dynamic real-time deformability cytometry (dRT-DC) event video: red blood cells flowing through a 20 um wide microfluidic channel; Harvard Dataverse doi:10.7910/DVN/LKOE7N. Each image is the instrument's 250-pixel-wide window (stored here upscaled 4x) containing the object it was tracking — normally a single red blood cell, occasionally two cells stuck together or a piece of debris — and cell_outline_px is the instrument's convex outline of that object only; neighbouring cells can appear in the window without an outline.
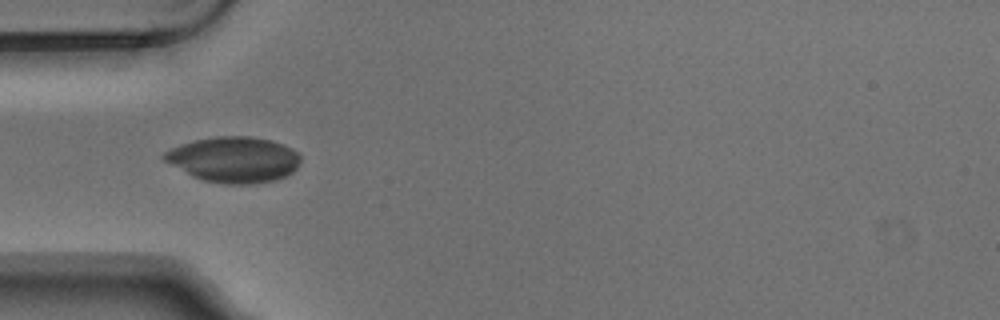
{"species": "Egyptian fruit bat (a non-hibernating species)", "species_latin": "Rousettus aegyptiacus", "temperature_condition": "warm", "stored_images_in_passage": 6, "camera_frame_rate_fps": 3000, "um_per_image_px": 0.085, "animal": {"sex": "male"}, "frame": {"image": 1, "passage_image": 2, "time_ms": 0.333, "image_size_px": [1000, 320], "cell_outline_px": [[300, 164], [292, 172], [284, 176], [272, 180], [252, 184], [224, 184], [204, 180], [192, 176], [164, 160], [160, 156], [164, 152], [180, 144], [196, 140], [216, 136], [252, 136], [272, 140], [292, 148], [300, 156]], "centroid_in_image_um": [19.88, 13.55], "position_along_channel_um": 65.1, "area_um2": 36.18}}
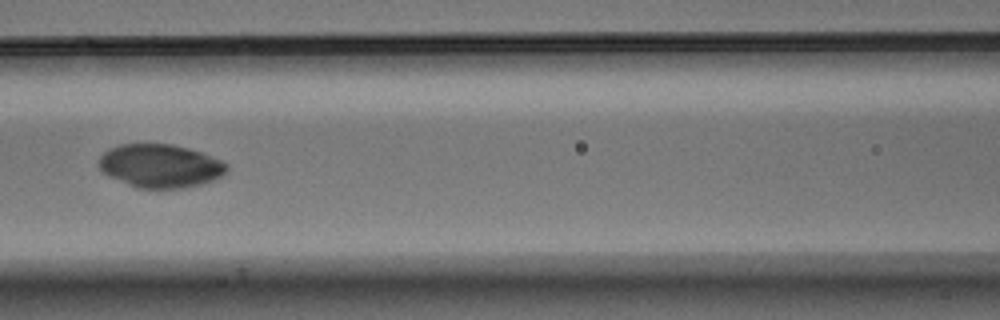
{"frame": {"image": 2, "passage_image": 4, "time_ms": 1.0, "image_size_px": [1000, 320], "cell_outline_px": [[228, 168], [220, 176], [212, 180], [200, 184], [180, 188], [136, 188], [108, 176], [100, 168], [100, 156], [104, 152], [120, 144], [172, 144], [188, 148], [200, 152], [220, 160], [228, 164]], "centroid_in_image_um": [13.61, 14.1], "position_along_channel_um": 153.0, "area_um2": 31.96}}
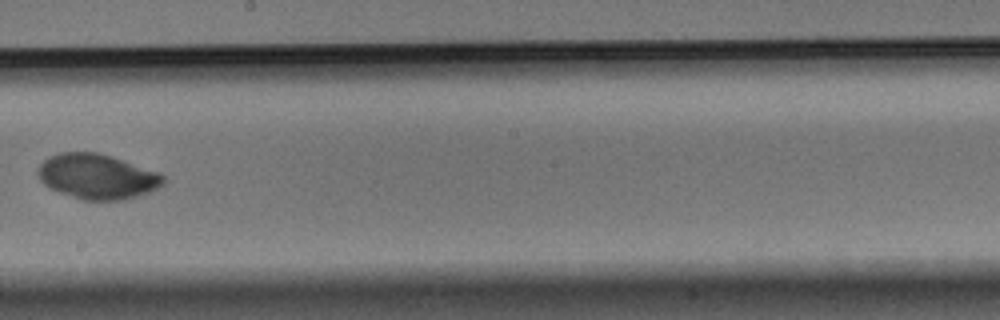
{"frame": {"image": 3, "passage_image": 6, "time_ms": 1.667, "image_size_px": [1000, 320], "cell_outline_px": [[168, 180], [164, 184], [148, 192], [124, 200], [80, 200], [48, 188], [40, 180], [36, 172], [40, 164], [48, 156], [60, 152], [96, 152], [112, 156], [160, 172]], "centroid_in_image_um": [8.25, 15.0], "position_along_channel_um": 239.9, "area_um2": 33.29}}